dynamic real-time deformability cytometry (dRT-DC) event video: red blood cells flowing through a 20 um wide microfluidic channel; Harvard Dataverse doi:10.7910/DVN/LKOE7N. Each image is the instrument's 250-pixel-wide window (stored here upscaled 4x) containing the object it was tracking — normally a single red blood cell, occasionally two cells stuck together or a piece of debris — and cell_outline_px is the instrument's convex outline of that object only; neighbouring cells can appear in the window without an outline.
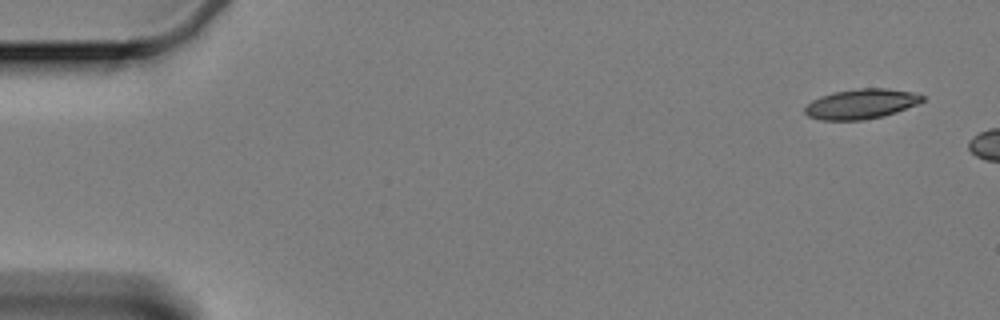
{"species": "Egyptian fruit bat (a non-hibernating species)", "species_latin": "Rousettus aegyptiacus", "temperature_condition": "cold", "stored_images_in_passage": 5, "camera_frame_rate_fps": 3000, "um_per_image_px": 0.085, "animal": {"sex": "female"}, "frame": {"image": 1, "passage_image": 1, "time_ms": 0.0, "image_size_px": [1000, 320], "cell_outline_px": [[924, 100], [916, 104], [896, 112], [884, 116], [864, 120], [820, 120], [808, 116], [804, 112], [804, 108], [812, 100], [820, 96], [832, 92], [860, 88], [884, 88], [912, 92], [924, 96]], "centroid_in_image_um": [73.16, 8.84], "position_along_channel_um": 11.8, "area_um2": 20.46}}